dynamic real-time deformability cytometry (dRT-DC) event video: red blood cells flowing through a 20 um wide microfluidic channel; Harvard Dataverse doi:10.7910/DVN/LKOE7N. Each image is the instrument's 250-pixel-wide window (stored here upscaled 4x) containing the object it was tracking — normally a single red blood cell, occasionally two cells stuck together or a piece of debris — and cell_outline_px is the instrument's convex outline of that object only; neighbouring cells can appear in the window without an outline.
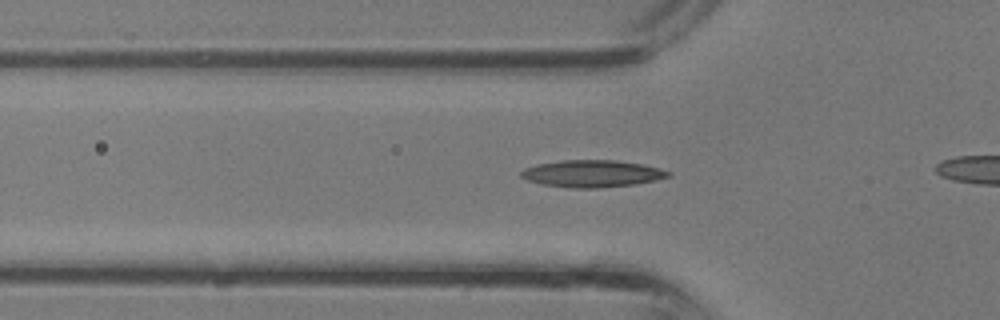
{"species": "common noctule bat (a hibernating species)", "species_latin": "Nyctalus noctula", "temperature_condition": "room temperature", "stored_images_in_passage": 10, "camera_frame_rate_fps": 3000, "um_per_image_px": 0.085, "animal": {"sex": "male", "body_mass_g": 13.3}, "frame": {"image": 1, "passage_image": 6, "time_ms": 1.667, "image_size_px": [1000, 320], "cell_outline_px": [[672, 176], [656, 180], [636, 184], [600, 188], [572, 188], [544, 184], [528, 180], [520, 176], [520, 172], [524, 168], [536, 164], [564, 160], [616, 160], [644, 164], [660, 168], [672, 172]], "centroid_in_image_um": [50.38, 14.75], "position_along_channel_um": 75.4, "area_um2": 23.35}}
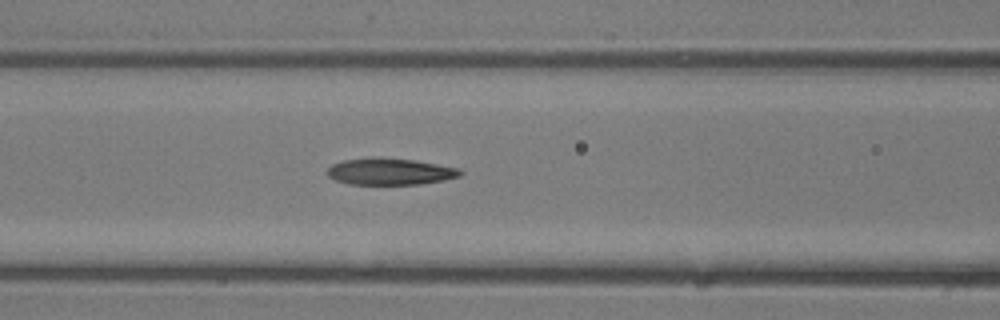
{"frame": {"image": 2, "passage_image": 9, "time_ms": 2.667, "image_size_px": [1000, 320], "cell_outline_px": [[464, 172], [460, 176], [444, 180], [420, 184], [348, 184], [336, 180], [328, 176], [328, 168], [332, 164], [344, 160], [372, 156], [380, 156], [416, 160], [460, 168]], "centroid_in_image_um": [33.17, 14.56], "position_along_channel_um": 133.4, "area_um2": 20.98}}